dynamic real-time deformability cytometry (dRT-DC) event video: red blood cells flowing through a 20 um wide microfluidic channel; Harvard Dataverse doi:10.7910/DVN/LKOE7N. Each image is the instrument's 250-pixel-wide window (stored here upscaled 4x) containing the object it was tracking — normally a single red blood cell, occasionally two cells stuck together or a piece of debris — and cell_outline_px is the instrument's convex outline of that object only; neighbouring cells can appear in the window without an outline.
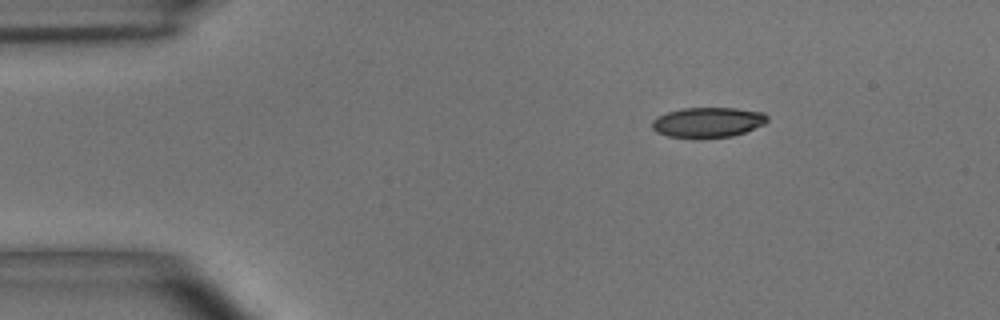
{"species": "common noctule bat (a hibernating species)", "species_latin": "Nyctalus noctula", "temperature_condition": "room temperature", "stored_images_in_passage": 47, "camera_frame_rate_fps": 3000, "um_per_image_px": 0.085, "animal": {"sex": "male", "body_mass_g": 15.6}, "frame": {"image": 1, "passage_image": 1, "time_ms": 0.0, "image_size_px": [1000, 320], "cell_outline_px": [[768, 120], [764, 124], [744, 132], [732, 136], [700, 140], [692, 140], [668, 136], [656, 132], [652, 128], [652, 120], [656, 116], [680, 108], [736, 108], [764, 112], [768, 116]], "centroid_in_image_um": [60.13, 10.42], "position_along_channel_um": 24.9, "area_um2": 20.87}}
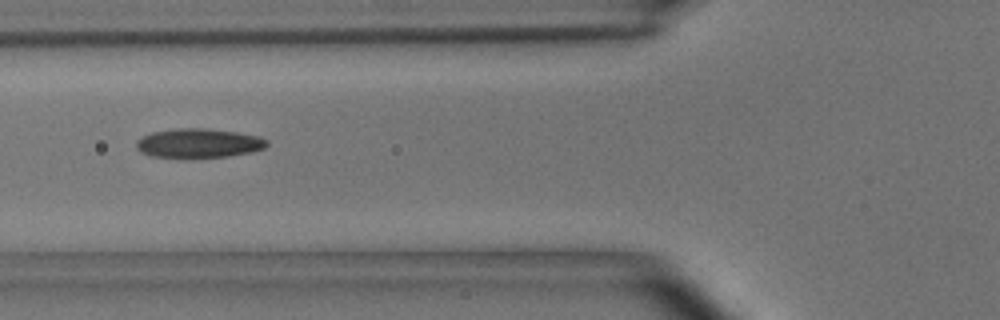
{"frame": {"image": 2, "passage_image": 13, "time_ms": 4.0, "image_size_px": [1000, 320], "cell_outline_px": [[268, 144], [264, 148], [248, 152], [228, 156], [152, 156], [140, 152], [136, 148], [136, 140], [152, 132], [180, 128], [204, 128], [236, 132], [260, 136], [268, 140]], "centroid_in_image_um": [16.89, 12.14], "position_along_channel_um": 108.9, "area_um2": 21.68}}
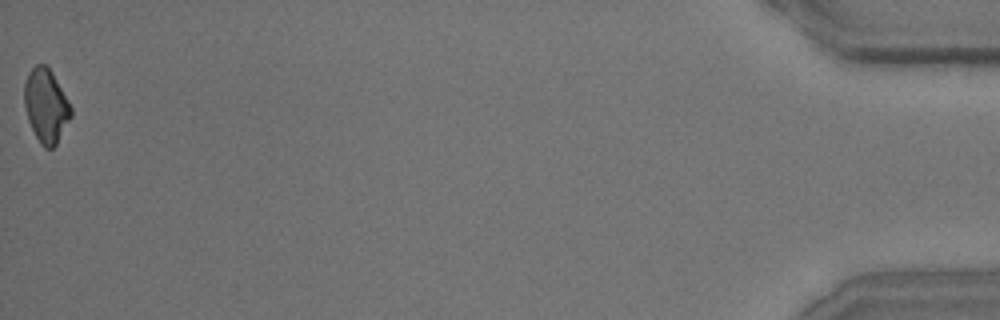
{"frame": {"image": 3, "passage_image": 47, "time_ms": 15.333, "image_size_px": [1000, 320], "cell_outline_px": [[72, 116], [56, 144], [52, 148], [44, 148], [40, 144], [28, 120], [24, 104], [24, 84], [28, 72], [36, 64], [44, 64], [52, 72], [68, 100], [72, 108]], "centroid_in_image_um": [3.91, 8.98], "position_along_channel_um": 431.3, "area_um2": 19.94}, "authors_computed_cell_mechanics": {"area_um2": 21.2126, "velocity_mm_per_s": 3.6846, "shape_relaxation_time_tau1_ms": 5.3953, "shape_relaxation_time_tau2_ms": 2.5038, "deformation_change_tau1": 0.1419, "deformation_change_tau2": 0.0923}}